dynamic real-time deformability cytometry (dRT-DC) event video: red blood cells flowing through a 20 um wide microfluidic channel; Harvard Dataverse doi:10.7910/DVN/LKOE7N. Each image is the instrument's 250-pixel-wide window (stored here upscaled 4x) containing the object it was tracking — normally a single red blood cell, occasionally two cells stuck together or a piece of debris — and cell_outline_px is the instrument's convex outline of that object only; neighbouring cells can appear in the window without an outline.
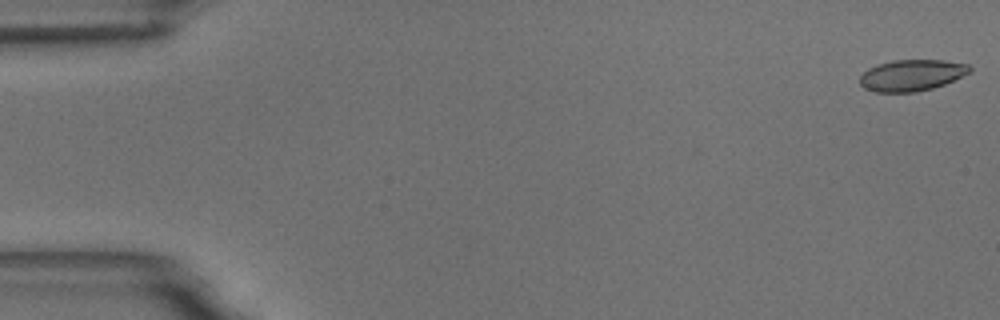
{"species": "common noctule bat (a hibernating species)", "species_latin": "Nyctalus noctula", "temperature_condition": "room temperature", "stored_images_in_passage": 10, "camera_frame_rate_fps": 3000, "um_per_image_px": 0.085, "animal": {"sex": "male", "body_mass_g": 18.8}, "frame": {"image": 1, "passage_image": 1, "time_ms": 0.0, "image_size_px": [1000, 320], "cell_outline_px": [[972, 72], [944, 84], [932, 88], [916, 92], [876, 92], [864, 88], [860, 84], [860, 76], [868, 68], [876, 64], [892, 60], [944, 60], [968, 64], [972, 68]], "centroid_in_image_um": [77.5, 6.39], "position_along_channel_um": 7.5, "area_um2": 20.17}}
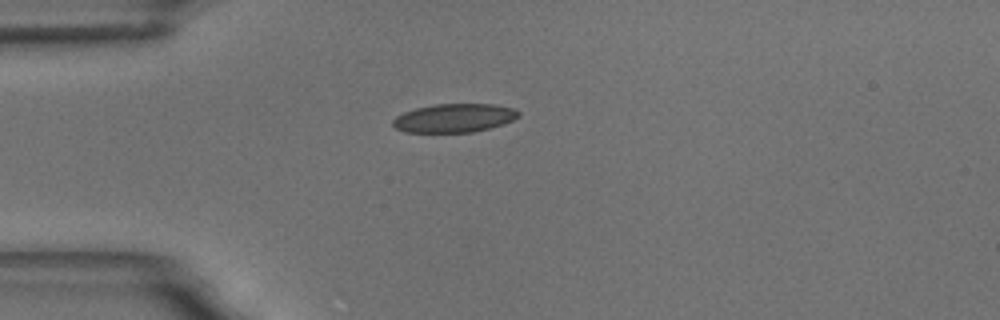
{"frame": {"image": 2, "passage_image": 5, "time_ms": 4.667, "image_size_px": [1000, 320], "cell_outline_px": [[520, 116], [504, 124], [472, 132], [404, 132], [396, 128], [392, 124], [392, 120], [396, 116], [404, 112], [416, 108], [436, 104], [496, 104], [512, 108], [520, 112]], "centroid_in_image_um": [38.61, 10.03], "position_along_channel_um": 46.4, "area_um2": 20.92}}
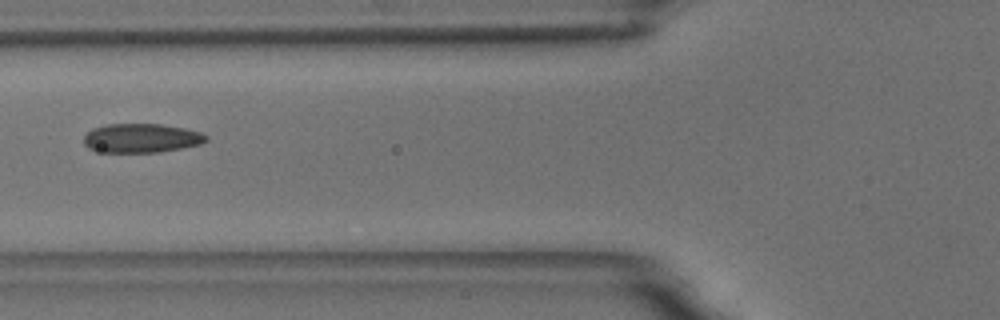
{"frame": {"image": 3, "passage_image": 7, "time_ms": 7.0, "image_size_px": [1000, 320], "cell_outline_px": [[208, 140], [200, 144], [160, 152], [104, 152], [88, 148], [84, 144], [84, 136], [92, 128], [104, 124], [160, 124], [184, 128], [200, 132], [208, 136]], "centroid_in_image_um": [12.0, 11.73], "position_along_channel_um": 113.8, "area_um2": 20.69}}